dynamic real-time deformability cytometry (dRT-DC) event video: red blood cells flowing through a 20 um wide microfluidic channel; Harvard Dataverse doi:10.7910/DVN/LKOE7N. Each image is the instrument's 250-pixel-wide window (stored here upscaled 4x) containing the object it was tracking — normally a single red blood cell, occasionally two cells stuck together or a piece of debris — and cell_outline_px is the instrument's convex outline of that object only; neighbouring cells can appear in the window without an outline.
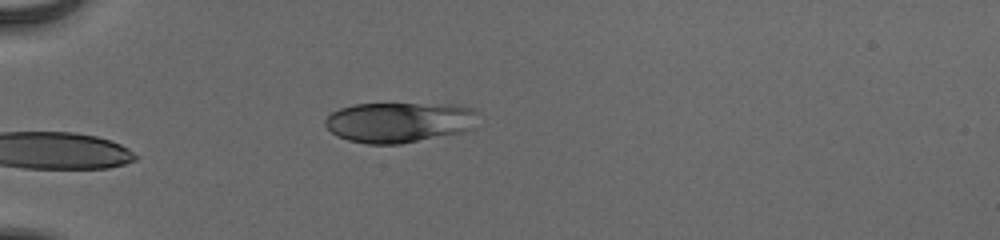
{"species": "human", "species_latin": "Homo sapiens", "temperature_condition": "cold", "stored_images_in_passage": 38, "camera_frame_rate_fps": 3000, "um_per_image_px": 0.085, "donor": {"sex": "male"}, "frame": {"image": 1, "passage_image": 1, "time_ms": 0.0, "image_size_px": [1000, 240], "cell_outline_px": [[480, 112], [472, 128], [464, 132], [400, 144], [368, 144], [348, 140], [336, 136], [324, 124], [324, 120], [332, 112], [340, 108], [356, 104], [448, 104], [472, 108]], "centroid_in_image_um": [33.95, 10.39], "position_along_channel_um": 51.1, "area_um2": 36.13}}
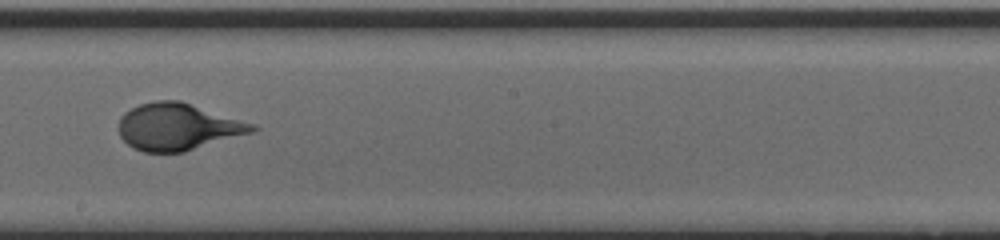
{"frame": {"image": 2, "passage_image": 17, "time_ms": 5.333, "image_size_px": [1000, 240], "cell_outline_px": [[260, 128], [252, 132], [184, 152], [144, 152], [132, 148], [120, 136], [120, 116], [124, 112], [140, 104], [156, 100], [180, 100], [256, 124]], "centroid_in_image_um": [15.13, 10.77], "position_along_channel_um": 233.1, "area_um2": 36.47}}
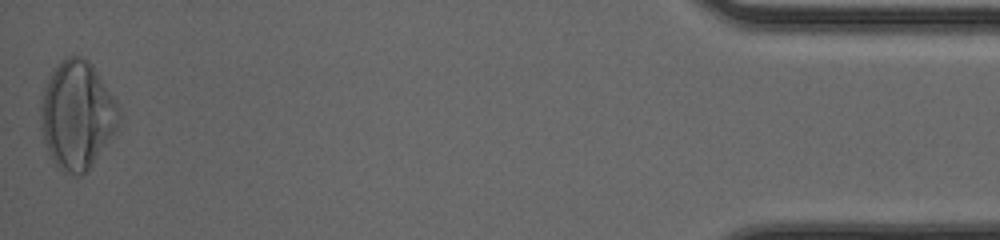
{"frame": {"image": 3, "passage_image": 38, "time_ms": 12.333, "image_size_px": [1000, 240], "cell_outline_px": [[120, 116], [116, 132], [88, 168], [80, 176], [76, 176], [60, 168], [52, 160], [48, 152], [40, 128], [40, 108], [44, 88], [52, 68], [68, 56], [80, 56], [88, 60], [92, 64], [116, 100], [120, 108]], "centroid_in_image_um": [6.55, 9.75], "position_along_channel_um": 428.7, "area_um2": 49.19}, "authors_computed_cell_mechanics": {"area_um2": 36.125, "velocity_mm_per_s": 3.8927, "shape_relaxation_time_tau1_ms": 3.5192, "shape_relaxation_time_tau2_ms": null, "deformation_change_tau1": 0.1563, "deformation_change_tau2": null}}